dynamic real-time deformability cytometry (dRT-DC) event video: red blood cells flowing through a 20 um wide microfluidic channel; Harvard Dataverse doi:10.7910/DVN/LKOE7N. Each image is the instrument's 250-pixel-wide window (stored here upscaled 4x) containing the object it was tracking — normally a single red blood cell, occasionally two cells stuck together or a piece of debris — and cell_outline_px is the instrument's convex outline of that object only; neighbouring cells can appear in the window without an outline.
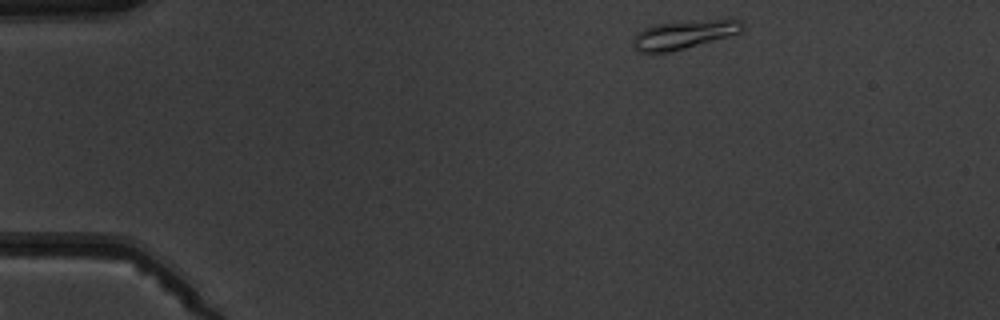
{"species": "common noctule bat (a hibernating species)", "species_latin": "Nyctalus noctula", "temperature_condition": "warm", "stored_images_in_passage": 2, "camera_frame_rate_fps": 3000, "um_per_image_px": 0.085, "animal": {"sex": "male", "body_mass_g": 19.5, "forearm_length_mm": 54.6}, "frame": {"image": 1, "passage_image": 1, "time_ms": 0.0, "image_size_px": [1000, 320], "cell_outline_px": [[744, 28], [740, 32], [728, 36], [684, 48], [668, 52], [636, 52], [632, 44], [632, 36], [636, 32], [652, 24], [708, 20], [740, 20], [744, 24]], "centroid_in_image_um": [58.03, 2.94], "position_along_channel_um": 27.0, "area_um2": 17.98}}